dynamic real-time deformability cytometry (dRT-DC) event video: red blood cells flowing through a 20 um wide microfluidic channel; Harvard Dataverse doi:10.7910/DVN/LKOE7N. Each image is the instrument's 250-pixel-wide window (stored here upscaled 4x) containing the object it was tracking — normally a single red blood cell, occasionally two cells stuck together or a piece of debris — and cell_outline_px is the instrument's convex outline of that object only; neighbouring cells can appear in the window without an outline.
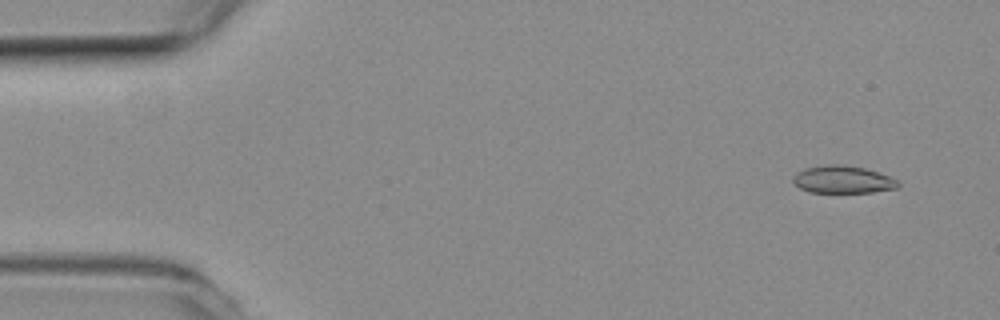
{"species": "common noctule bat (a hibernating species)", "species_latin": "Nyctalus noctula", "temperature_condition": "room temperature", "stored_images_in_passage": 51, "camera_frame_rate_fps": 3000, "um_per_image_px": 0.085, "animal": {"sex": "female", "body_mass_g": 19.3, "forearm_length_mm": 54.1}, "frame": {"image": 1, "passage_image": 1, "time_ms": 0.0, "image_size_px": [1000, 320], "cell_outline_px": [[900, 184], [896, 188], [872, 192], [808, 192], [800, 188], [792, 180], [792, 176], [796, 172], [804, 168], [828, 164], [836, 164], [864, 168], [888, 176], [896, 180]], "centroid_in_image_um": [71.58, 15.26], "position_along_channel_um": 13.4, "area_um2": 16.65}}
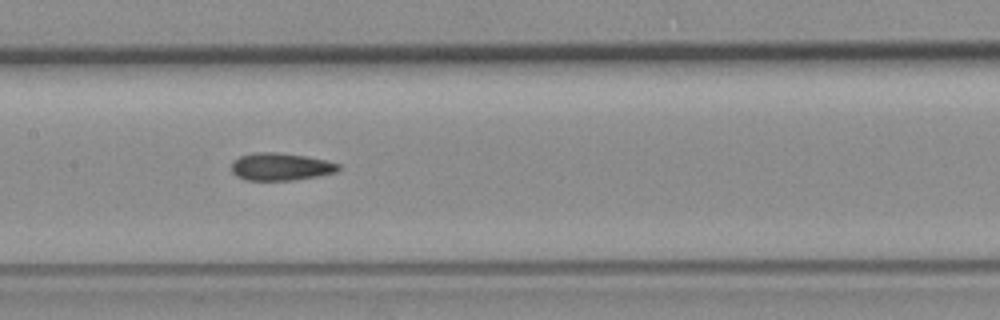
{"frame": {"image": 2, "passage_image": 23, "time_ms": 7.333, "image_size_px": [1000, 320], "cell_outline_px": [[340, 168], [336, 172], [316, 176], [292, 180], [244, 180], [236, 176], [232, 172], [232, 160], [240, 156], [256, 152], [276, 152], [304, 156], [324, 160], [340, 164]], "centroid_in_image_um": [23.81, 14.17], "position_along_channel_um": 183.6, "area_um2": 17.05}}
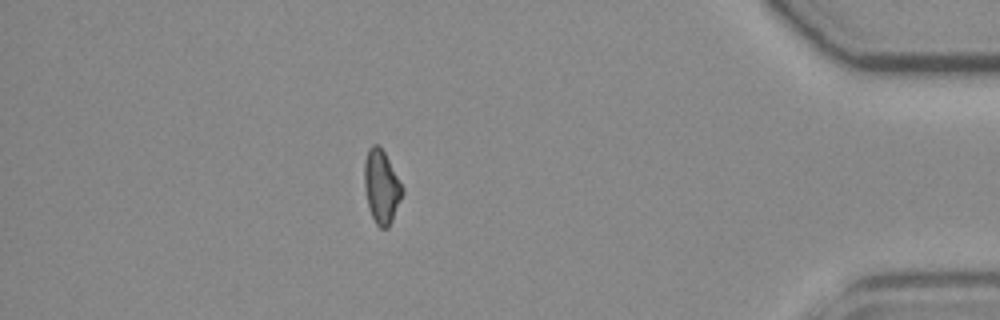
{"frame": {"image": 3, "passage_image": 44, "time_ms": 14.333, "image_size_px": [1000, 320], "cell_outline_px": [[404, 192], [392, 220], [388, 228], [380, 228], [376, 224], [372, 216], [368, 204], [364, 188], [364, 160], [368, 148], [372, 144], [376, 144], [384, 152], [404, 188]], "centroid_in_image_um": [32.42, 15.87], "position_along_channel_um": 402.8, "area_um2": 16.18}, "authors_computed_cell_mechanics": {"area_um2": 17.1088, "velocity_mm_per_s": 3.8296, "shape_relaxation_time_tau1_ms": null, "shape_relaxation_time_tau2_ms": 2.5052, "deformation_change_tau1": null, "deformation_change_tau2": 0.0751}}